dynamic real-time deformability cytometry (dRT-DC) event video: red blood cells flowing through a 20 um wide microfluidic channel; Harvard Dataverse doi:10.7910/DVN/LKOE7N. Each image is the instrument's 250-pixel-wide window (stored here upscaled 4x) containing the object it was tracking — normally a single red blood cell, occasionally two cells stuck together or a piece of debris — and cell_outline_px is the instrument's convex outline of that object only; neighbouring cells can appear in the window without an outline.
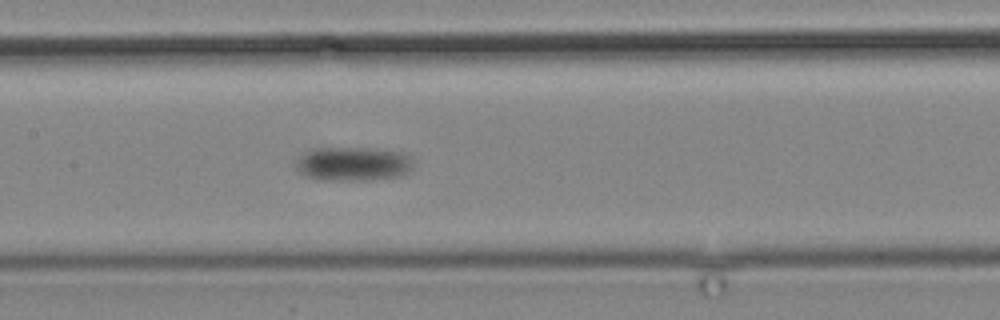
{"species": "common noctule bat (a hibernating species)", "species_latin": "Nyctalus noctula", "temperature_condition": "cold", "stored_images_in_passage": 15, "camera_frame_rate_fps": 3000, "um_per_image_px": 0.085, "animal": {"sex": "male", "body_mass_g": 19.2, "forearm_length_mm": 51.8}, "frame": {"image": 1, "passage_image": 15, "time_ms": 17.333, "image_size_px": [1000, 320], "cell_outline_px": [[412, 168], [400, 176], [368, 180], [320, 180], [304, 176], [296, 168], [296, 160], [300, 156], [316, 148], [376, 148], [404, 152], [412, 160]], "centroid_in_image_um": [30.02, 13.93], "position_along_channel_um": 177.4, "area_um2": 23.35}}